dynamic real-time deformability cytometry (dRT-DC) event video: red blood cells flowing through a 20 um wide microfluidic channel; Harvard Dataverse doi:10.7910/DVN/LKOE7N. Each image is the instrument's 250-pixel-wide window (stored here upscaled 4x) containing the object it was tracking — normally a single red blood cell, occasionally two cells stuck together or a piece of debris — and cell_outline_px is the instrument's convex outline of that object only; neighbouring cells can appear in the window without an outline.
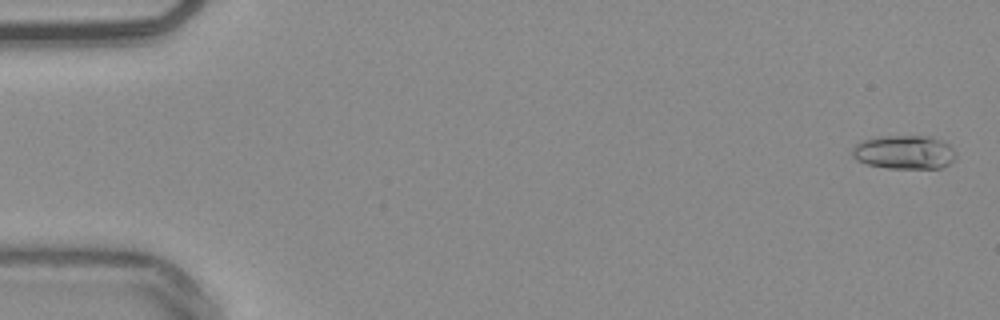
{"species": "common noctule bat (a hibernating species)", "species_latin": "Nyctalus noctula", "temperature_condition": "warm", "stored_images_in_passage": 54, "camera_frame_rate_fps": 3000, "um_per_image_px": 0.085, "animal": {"sex": "male", "body_mass_g": 20.4}, "frame": {"image": 1, "passage_image": 2, "time_ms": 0.333, "image_size_px": [1000, 320], "cell_outline_px": [[956, 156], [948, 164], [940, 168], [888, 168], [868, 164], [856, 160], [852, 156], [852, 148], [856, 144], [864, 140], [880, 136], [932, 136], [948, 144], [956, 152]], "centroid_in_image_um": [76.86, 12.93], "position_along_channel_um": 8.1, "area_um2": 20.35}}
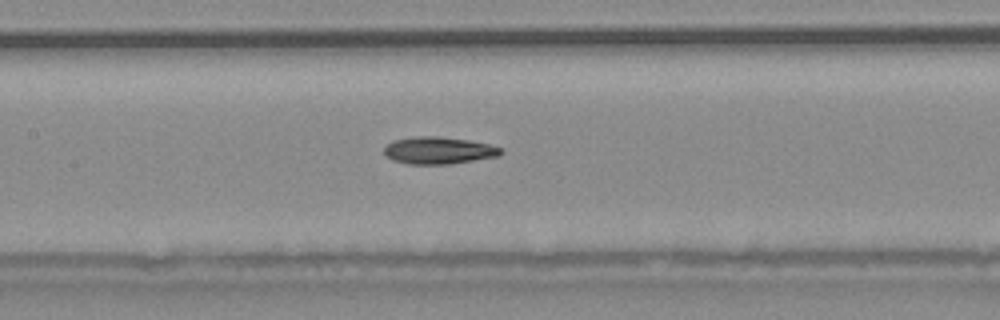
{"frame": {"image": 2, "passage_image": 26, "time_ms": 8.333, "image_size_px": [1000, 320], "cell_outline_px": [[504, 152], [500, 156], [448, 164], [408, 164], [392, 160], [384, 152], [384, 148], [392, 140], [420, 136], [436, 136], [468, 140], [488, 144], [500, 148]], "centroid_in_image_um": [37.28, 12.79], "position_along_channel_um": 170.1, "area_um2": 18.32}}
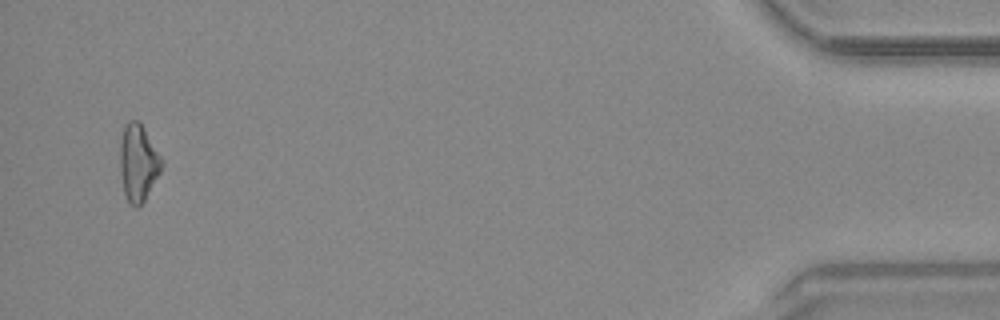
{"frame": {"image": 3, "passage_image": 52, "time_ms": 17.0, "image_size_px": [1000, 320], "cell_outline_px": [[164, 164], [160, 172], [144, 200], [136, 208], [128, 204], [124, 192], [120, 172], [120, 136], [128, 120], [140, 120], [164, 160]], "centroid_in_image_um": [11.75, 13.8], "position_along_channel_um": 423.4, "area_um2": 18.96}, "authors_computed_cell_mechanics": {"area_um2": 18.3515, "velocity_mm_per_s": 3.8582, "shape_relaxation_time_tau1_ms": null, "shape_relaxation_time_tau2_ms": 10.9761, "deformation_change_tau1": null, "deformation_change_tau2": 0.2561}}